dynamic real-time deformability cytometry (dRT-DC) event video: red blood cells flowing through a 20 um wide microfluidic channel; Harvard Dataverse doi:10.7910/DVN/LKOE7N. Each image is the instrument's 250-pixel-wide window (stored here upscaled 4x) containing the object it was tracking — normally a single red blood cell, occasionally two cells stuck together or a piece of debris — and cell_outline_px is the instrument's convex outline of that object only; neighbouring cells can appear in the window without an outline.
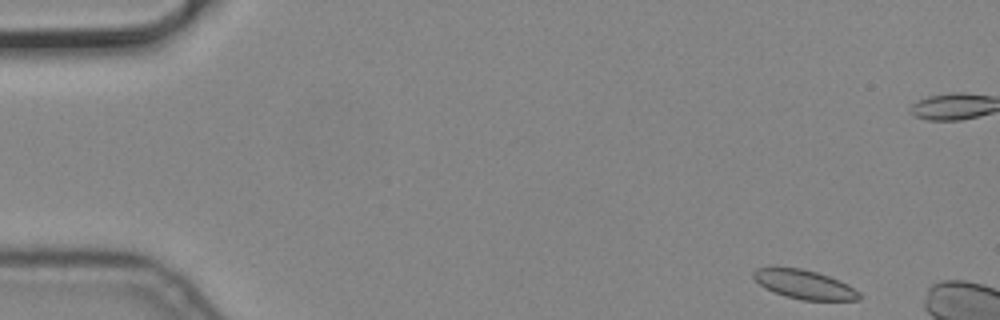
{"species": "common noctule bat (a hibernating species)", "species_latin": "Nyctalus noctula", "temperature_condition": "cold", "stored_images_in_passage": 3, "camera_frame_rate_fps": 3000, "um_per_image_px": 0.085, "animal": {"sex": "male", "body_mass_g": 19.2, "forearm_length_mm": 51.8}, "frame": {"image": 1, "passage_image": 1, "time_ms": 0.0, "image_size_px": [1000, 320], "cell_outline_px": [[860, 300], [804, 300], [784, 296], [764, 288], [752, 276], [752, 272], [756, 268], [800, 268], [816, 272], [840, 280], [848, 284], [860, 292]], "centroid_in_image_um": [68.38, 24.19], "position_along_channel_um": 16.6, "area_um2": 17.74}}